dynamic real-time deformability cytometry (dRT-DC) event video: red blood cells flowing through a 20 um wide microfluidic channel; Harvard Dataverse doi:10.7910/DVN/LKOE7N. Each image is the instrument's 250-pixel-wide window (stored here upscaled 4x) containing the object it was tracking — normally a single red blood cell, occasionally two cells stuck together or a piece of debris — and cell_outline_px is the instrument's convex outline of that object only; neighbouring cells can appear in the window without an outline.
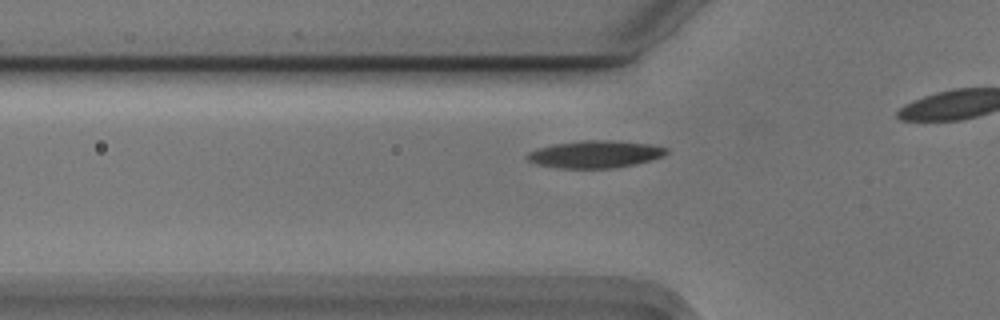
{"species": "Egyptian fruit bat (a non-hibernating species)", "species_latin": "Rousettus aegyptiacus", "temperature_condition": "cold", "stored_images_in_passage": 38, "camera_frame_rate_fps": 3000, "um_per_image_px": 0.085, "animal": {"sex": "male"}, "frame": {"image": 1, "passage_image": 12, "time_ms": 3.667, "image_size_px": [1000, 320], "cell_outline_px": [[668, 152], [660, 156], [648, 160], [632, 164], [608, 168], [556, 168], [536, 164], [528, 160], [524, 156], [528, 152], [536, 148], [552, 144], [584, 140], [612, 140], [652, 144], [668, 148]], "centroid_in_image_um": [50.5, 13.09], "position_along_channel_um": 75.3, "area_um2": 22.08}}
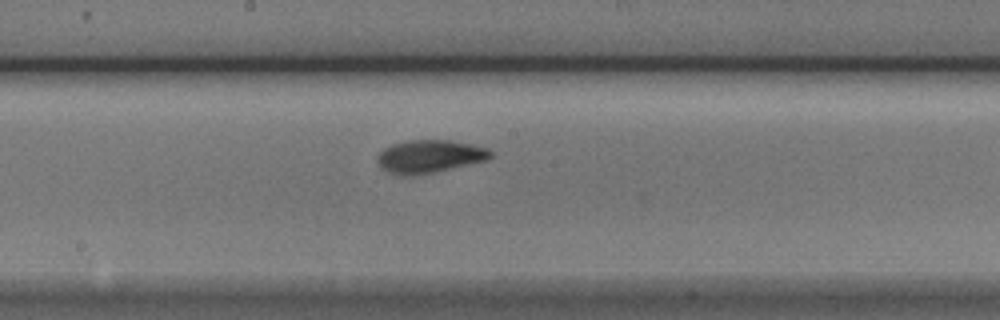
{"frame": {"image": 2, "passage_image": 23, "time_ms": 7.333, "image_size_px": [1000, 320], "cell_outline_px": [[492, 156], [488, 160], [432, 172], [412, 176], [404, 176], [388, 172], [380, 168], [376, 160], [376, 156], [384, 148], [392, 144], [408, 140], [448, 140], [472, 144], [488, 148], [492, 152]], "centroid_in_image_um": [36.48, 13.29], "position_along_channel_um": 211.7, "area_um2": 21.79}}
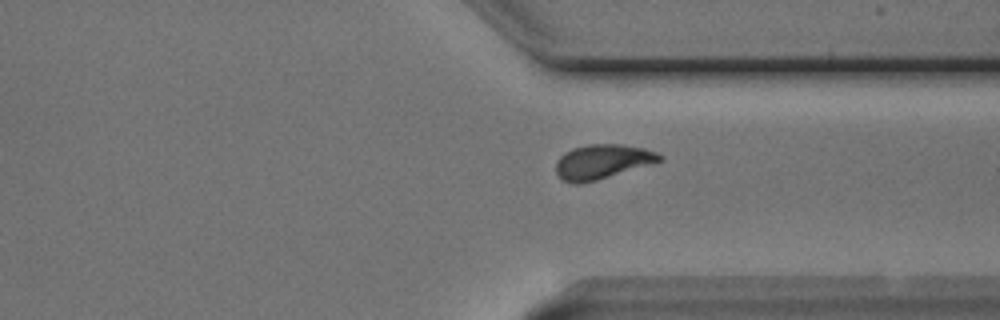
{"frame": {"image": 3, "passage_image": 35, "time_ms": 11.333, "image_size_px": [1000, 320], "cell_outline_px": [[664, 160], [596, 180], [580, 184], [572, 184], [564, 180], [556, 172], [556, 160], [564, 152], [572, 148], [588, 144], [620, 144], [644, 148], [656, 152], [664, 156]], "centroid_in_image_um": [51.19, 13.73], "position_along_channel_um": 360.2, "area_um2": 20.81}}